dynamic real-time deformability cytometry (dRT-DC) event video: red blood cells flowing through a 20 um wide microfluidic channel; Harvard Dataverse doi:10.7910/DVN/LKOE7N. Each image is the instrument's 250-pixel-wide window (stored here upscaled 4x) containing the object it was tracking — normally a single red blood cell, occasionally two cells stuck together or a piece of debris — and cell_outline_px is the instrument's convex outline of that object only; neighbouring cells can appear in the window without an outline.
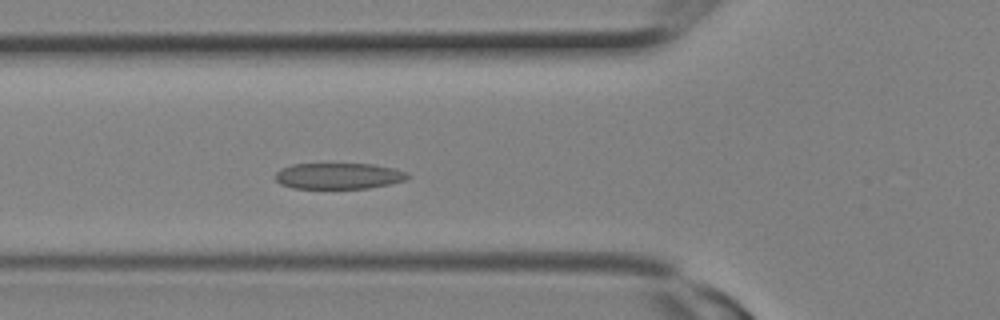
{"species": "Egyptian fruit bat (a non-hibernating species)", "species_latin": "Rousettus aegyptiacus", "temperature_condition": "room temperature", "stored_images_in_passage": 6, "camera_frame_rate_fps": 3000, "um_per_image_px": 0.085, "animal": {"sex": "female"}, "frame": {"image": 1, "passage_image": 6, "time_ms": 1.667, "image_size_px": [1000, 320], "cell_outline_px": [[412, 176], [408, 180], [368, 188], [292, 188], [280, 184], [272, 176], [280, 168], [292, 164], [376, 164], [408, 172]], "centroid_in_image_um": [28.78, 14.95], "position_along_channel_um": 97.0, "area_um2": 20.35}}